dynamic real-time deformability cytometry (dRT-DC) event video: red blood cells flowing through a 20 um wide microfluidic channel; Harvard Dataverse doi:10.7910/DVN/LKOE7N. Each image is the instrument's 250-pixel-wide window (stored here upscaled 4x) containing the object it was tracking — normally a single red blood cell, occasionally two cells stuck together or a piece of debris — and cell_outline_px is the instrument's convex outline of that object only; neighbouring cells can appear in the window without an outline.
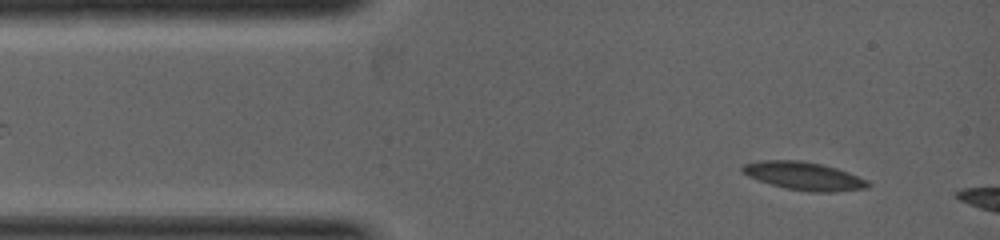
{"species": "common noctule bat (a hibernating species)", "species_latin": "Nyctalus noctula", "temperature_condition": "warm", "stored_images_in_passage": 5, "camera_frame_rate_fps": 5000, "um_per_image_px": 0.085, "animal": {"sex": "female", "body_mass_g": 19.0, "forearm_length_mm": 53.3}, "frame": {"image": 1, "passage_image": 1, "time_ms": 0.0, "image_size_px": [1000, 240], "cell_outline_px": [[872, 184], [868, 188], [832, 192], [808, 192], [784, 188], [748, 176], [740, 172], [740, 168], [744, 164], [760, 160], [800, 160], [820, 164], [836, 168], [848, 172], [868, 180]], "centroid_in_image_um": [68.34, 14.96], "position_along_channel_um": 16.7, "area_um2": 20.63}}
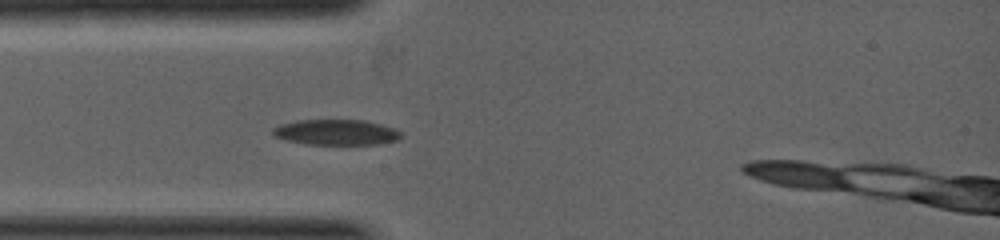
{"frame": {"image": 2, "passage_image": 5, "time_ms": 1.2, "image_size_px": [1000, 240], "cell_outline_px": [[400, 136], [396, 140], [380, 144], [308, 144], [288, 140], [272, 136], [272, 128], [280, 124], [296, 120], [364, 120], [396, 128], [400, 132]], "centroid_in_image_um": [28.55, 11.23], "position_along_channel_um": 56.5, "area_um2": 19.02}}